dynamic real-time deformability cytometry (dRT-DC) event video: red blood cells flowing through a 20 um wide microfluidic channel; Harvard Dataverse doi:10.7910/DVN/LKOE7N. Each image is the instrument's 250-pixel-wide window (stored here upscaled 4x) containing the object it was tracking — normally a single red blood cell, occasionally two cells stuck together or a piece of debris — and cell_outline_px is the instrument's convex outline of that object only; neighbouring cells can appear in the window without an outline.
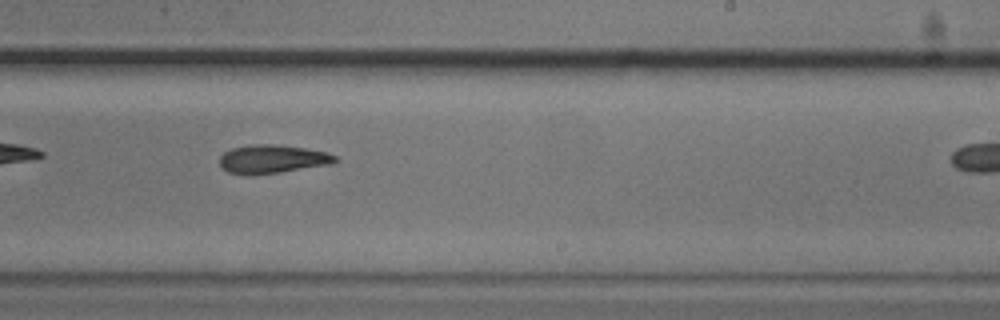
{"species": "common noctule bat (a hibernating species)", "species_latin": "Nyctalus noctula", "temperature_condition": "cold", "stored_images_in_passage": 27, "camera_frame_rate_fps": 3000, "um_per_image_px": 0.085, "animal": {"sex": "male", "body_mass_g": 20.5, "forearm_length_mm": 52.5}, "frame": {"image": 1, "passage_image": 16, "time_ms": 5.0, "image_size_px": [1000, 320], "cell_outline_px": [[340, 160], [328, 164], [280, 172], [228, 172], [220, 164], [220, 156], [224, 152], [232, 148], [252, 144], [276, 144], [304, 148], [328, 152], [336, 156]], "centroid_in_image_um": [23.2, 13.47], "position_along_channel_um": 265.8, "area_um2": 18.44}}
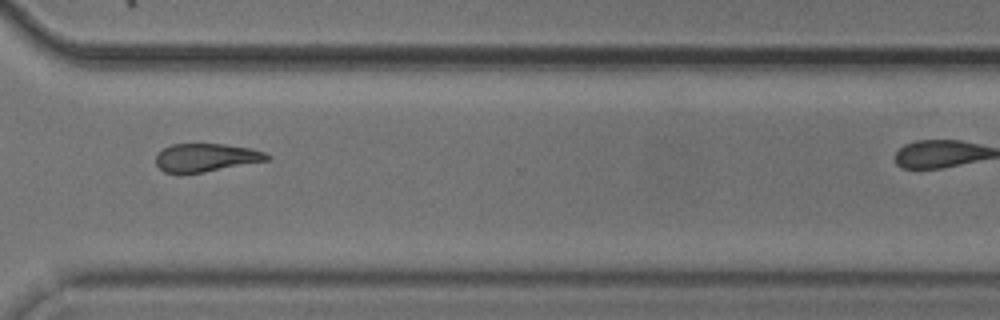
{"frame": {"image": 2, "passage_image": 23, "time_ms": 7.333, "image_size_px": [1000, 320], "cell_outline_px": [[272, 156], [268, 160], [204, 172], [164, 172], [156, 164], [156, 156], [164, 148], [172, 144], [224, 144], [252, 148], [264, 152]], "centroid_in_image_um": [17.55, 13.38], "position_along_channel_um": 353.1, "area_um2": 17.98}}